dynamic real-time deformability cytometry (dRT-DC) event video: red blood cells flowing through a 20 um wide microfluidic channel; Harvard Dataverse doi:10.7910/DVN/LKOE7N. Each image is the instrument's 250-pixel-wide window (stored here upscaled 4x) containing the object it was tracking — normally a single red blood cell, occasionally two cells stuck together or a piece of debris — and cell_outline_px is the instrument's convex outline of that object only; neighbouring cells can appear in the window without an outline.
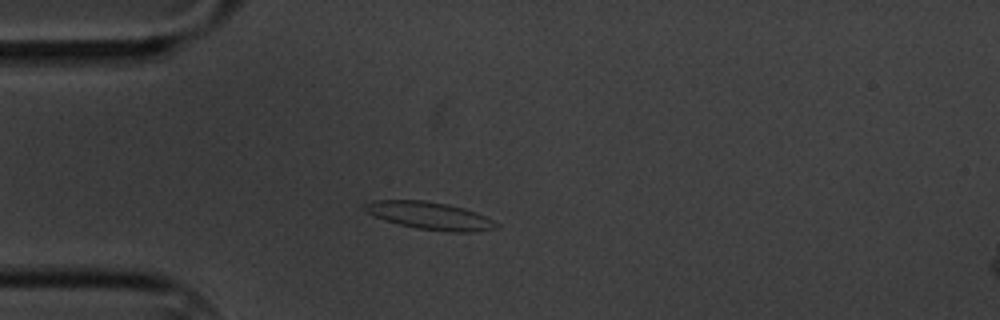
{"species": "common noctule bat (a hibernating species)", "species_latin": "Nyctalus noctula", "temperature_condition": "cold", "stored_images_in_passage": 3, "camera_frame_rate_fps": 3000, "um_per_image_px": 0.085, "animal": {"sex": "male", "body_mass_g": 20.1, "forearm_length_mm": 53.5}, "frame": {"image": 1, "passage_image": 3, "time_ms": 2.333, "image_size_px": [1000, 320], "cell_outline_px": [[500, 224], [496, 228], [472, 232], [452, 232], [416, 228], [384, 220], [368, 212], [364, 208], [364, 204], [372, 200], [424, 200], [448, 204], [464, 208], [476, 212]], "centroid_in_image_um": [36.55, 18.33], "position_along_channel_um": 48.5, "area_um2": 20.92}}